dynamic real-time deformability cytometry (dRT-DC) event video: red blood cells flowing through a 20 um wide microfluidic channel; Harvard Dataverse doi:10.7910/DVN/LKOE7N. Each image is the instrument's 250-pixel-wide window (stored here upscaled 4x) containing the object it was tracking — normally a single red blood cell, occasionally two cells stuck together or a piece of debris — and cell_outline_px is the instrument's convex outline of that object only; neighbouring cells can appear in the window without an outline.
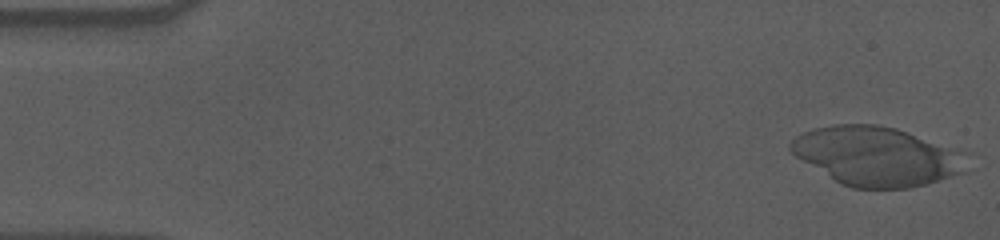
{"species": "human", "species_latin": "Homo sapiens", "temperature_condition": "cold", "stored_images_in_passage": 55, "camera_frame_rate_fps": 3000, "um_per_image_px": 0.085, "donor": {"sex": "male"}, "frame": {"image": 1, "passage_image": 1, "time_ms": 0.0, "image_size_px": [1000, 240], "cell_outline_px": [[976, 168], [968, 172], [928, 184], [908, 188], [852, 188], [840, 184], [796, 156], [788, 148], [788, 144], [796, 136], [812, 128], [832, 124], [876, 124], [896, 128], [960, 148], [972, 152]], "centroid_in_image_um": [74.73, 13.28], "position_along_channel_um": 10.3, "area_um2": 62.54}}